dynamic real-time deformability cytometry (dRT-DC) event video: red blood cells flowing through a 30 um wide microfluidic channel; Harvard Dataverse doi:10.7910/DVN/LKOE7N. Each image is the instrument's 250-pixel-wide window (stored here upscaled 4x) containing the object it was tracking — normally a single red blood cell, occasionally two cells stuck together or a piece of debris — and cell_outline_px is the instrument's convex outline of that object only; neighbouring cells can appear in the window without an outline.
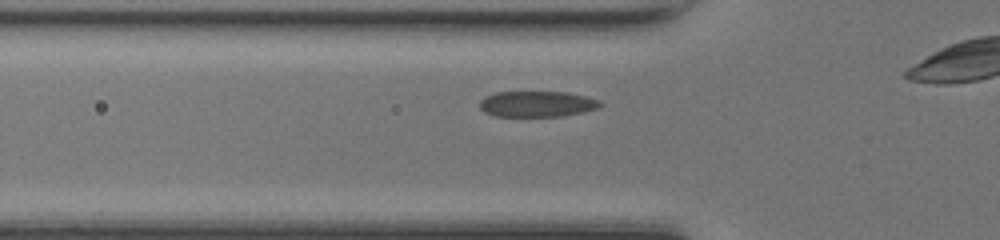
{"species": "common noctule bat (a hibernating species)", "species_latin": "Nyctalus noctula", "temperature_condition": "room temperature", "stored_images_in_passage": 9, "camera_frame_rate_fps": 3000, "um_per_image_px": 0.085, "animal": {"sex": "female", "body_mass_g": 17.0, "forearm_length_mm": 48.0}, "frame": {"image": 1, "passage_image": 4, "time_ms": 1.0, "image_size_px": [1000, 240], "cell_outline_px": [[604, 104], [600, 108], [584, 112], [560, 116], [492, 116], [484, 112], [480, 108], [480, 100], [484, 96], [496, 92], [568, 92], [600, 100]], "centroid_in_image_um": [45.66, 8.84], "position_along_channel_um": 80.1, "area_um2": 18.32}}
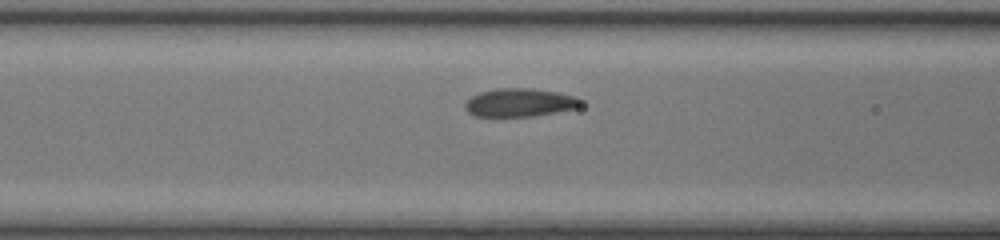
{"frame": {"image": 2, "passage_image": 7, "time_ms": 2.0, "image_size_px": [1000, 240], "cell_outline_px": [[584, 104], [576, 108], [556, 112], [532, 116], [476, 116], [468, 112], [464, 104], [472, 96], [480, 92], [496, 88], [532, 88], [556, 92], [576, 96], [584, 100]], "centroid_in_image_um": [44.22, 8.71], "position_along_channel_um": 122.4, "area_um2": 19.07}}